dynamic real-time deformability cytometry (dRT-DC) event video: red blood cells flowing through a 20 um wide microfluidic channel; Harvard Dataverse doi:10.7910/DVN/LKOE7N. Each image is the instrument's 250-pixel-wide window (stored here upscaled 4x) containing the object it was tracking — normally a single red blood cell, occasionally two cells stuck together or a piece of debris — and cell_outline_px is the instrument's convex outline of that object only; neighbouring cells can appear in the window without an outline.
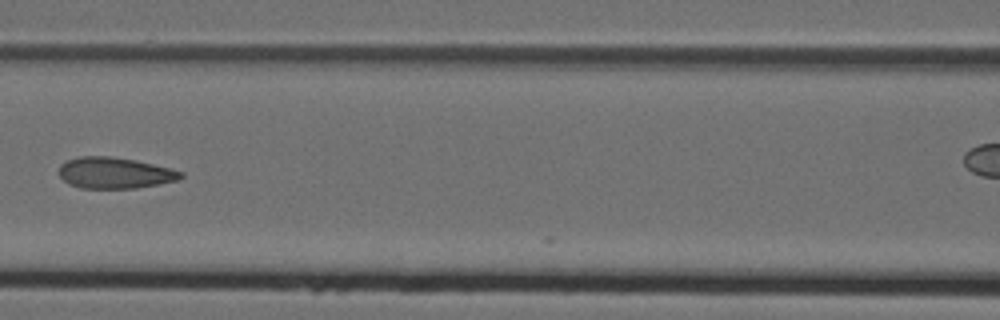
{"species": "Egyptian fruit bat (a non-hibernating species)", "species_latin": "Rousettus aegyptiacus", "temperature_condition": "cold", "stored_images_in_passage": 7, "segment_of_instrument_passage": [1, 2], "camera_frame_rate_fps": 3000, "um_per_image_px": 0.085, "animal": {"sex": "female"}, "frame": {"image": 1, "passage_image": 6, "time_ms": 1.667, "image_size_px": [1000, 320], "cell_outline_px": [[184, 176], [180, 180], [136, 188], [80, 188], [68, 184], [60, 176], [60, 164], [68, 160], [80, 156], [112, 156], [136, 160], [184, 172]], "centroid_in_image_um": [9.76, 14.7], "position_along_channel_um": 156.8, "area_um2": 22.14}}